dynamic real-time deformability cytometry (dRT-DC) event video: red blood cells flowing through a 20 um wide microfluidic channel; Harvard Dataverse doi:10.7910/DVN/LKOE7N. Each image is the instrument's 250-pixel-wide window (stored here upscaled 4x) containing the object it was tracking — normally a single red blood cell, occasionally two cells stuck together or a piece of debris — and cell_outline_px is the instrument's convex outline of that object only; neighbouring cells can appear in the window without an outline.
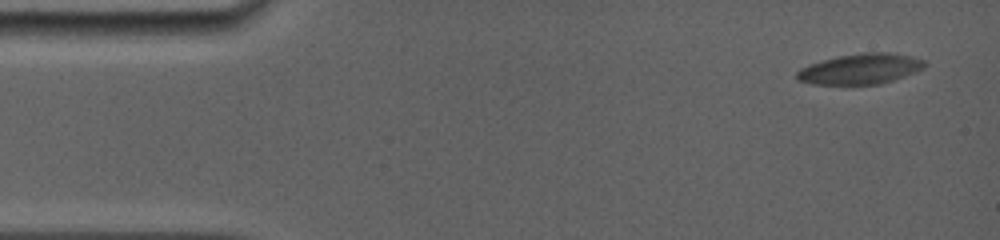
{"species": "common noctule bat (a hibernating species)", "species_latin": "Nyctalus noctula", "temperature_condition": "room temperature", "stored_images_in_passage": 18, "camera_frame_rate_fps": 5000, "um_per_image_px": 0.085, "animal": {"sex": "female", "body_mass_g": 19.0, "forearm_length_mm": 56.7}, "frame": {"image": 1, "passage_image": 1, "time_ms": 0.0, "image_size_px": [1000, 240], "cell_outline_px": [[928, 64], [924, 68], [916, 72], [880, 84], [812, 84], [796, 80], [796, 72], [800, 68], [808, 64], [840, 56], [864, 52], [896, 52], [912, 56], [924, 60]], "centroid_in_image_um": [73.16, 5.85], "position_along_channel_um": 11.8, "area_um2": 22.83}}
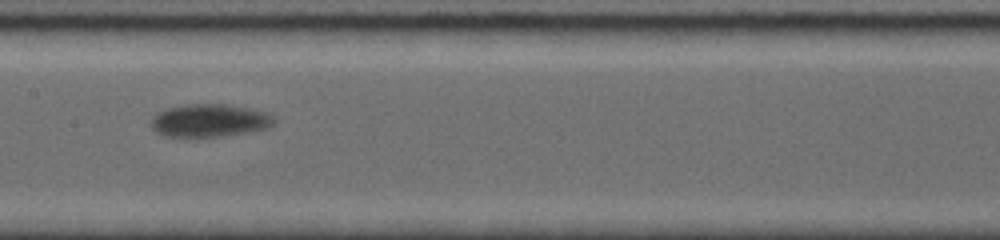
{"frame": {"image": 2, "passage_image": 8, "time_ms": 7.6, "image_size_px": [1000, 240], "cell_outline_px": [[276, 120], [268, 128], [252, 132], [220, 136], [164, 136], [156, 132], [152, 128], [152, 116], [156, 112], [164, 108], [184, 104], [224, 104], [248, 108], [264, 112], [272, 116]], "centroid_in_image_um": [17.78, 10.23], "position_along_channel_um": 189.6, "area_um2": 23.58}}
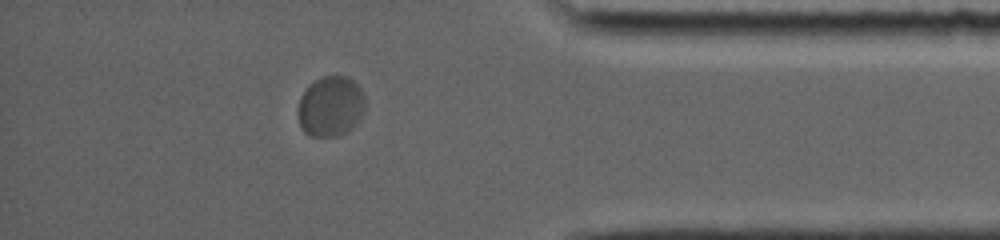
{"frame": {"image": 3, "passage_image": 16, "time_ms": 13.8, "image_size_px": [1000, 240], "cell_outline_px": [[364, 112], [360, 120], [348, 132], [340, 136], [308, 136], [300, 128], [296, 112], [300, 96], [316, 80], [324, 76], [348, 76], [360, 88], [364, 96]], "centroid_in_image_um": [28.09, 9.08], "position_along_channel_um": 407.1, "area_um2": 23.93}, "authors_computed_cell_mechanics": {"area_um2": 23.0044, "velocity_mm_per_s": 3.729, "shape_relaxation_time_tau1_ms": 2.3698, "shape_relaxation_time_tau2_ms": null, "deformation_change_tau1": 0.0899, "deformation_change_tau2": null}}